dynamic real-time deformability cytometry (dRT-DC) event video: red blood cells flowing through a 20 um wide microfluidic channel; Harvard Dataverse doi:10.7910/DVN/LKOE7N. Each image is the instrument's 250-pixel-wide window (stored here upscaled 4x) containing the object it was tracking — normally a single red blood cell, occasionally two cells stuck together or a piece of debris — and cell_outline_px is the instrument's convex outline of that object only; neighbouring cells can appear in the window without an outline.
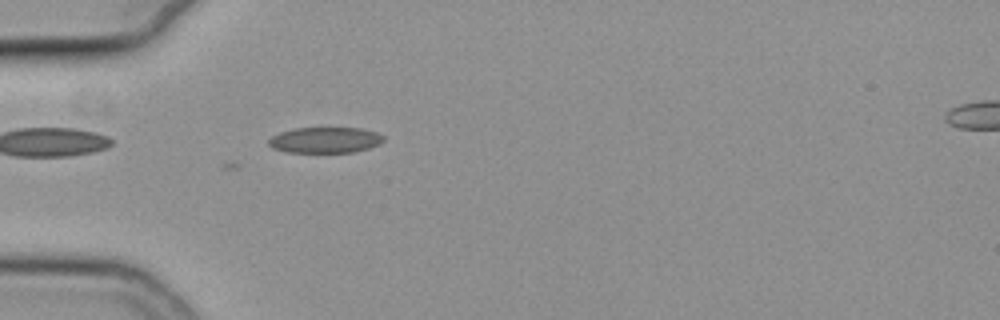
{"species": "common noctule bat (a hibernating species)", "species_latin": "Nyctalus noctula", "temperature_condition": "cold", "stored_images_in_passage": 3, "camera_frame_rate_fps": 3000, "um_per_image_px": 0.085, "animal": {"sex": "female", "body_mass_g": 19.3, "forearm_length_mm": 54.1}, "frame": {"image": 1, "passage_image": 3, "time_ms": 0.667, "image_size_px": [1000, 320], "cell_outline_px": [[384, 140], [380, 144], [368, 148], [352, 152], [288, 152], [272, 148], [268, 144], [268, 140], [272, 136], [280, 132], [292, 128], [360, 128], [376, 132], [384, 136]], "centroid_in_image_um": [27.63, 11.9], "position_along_channel_um": 57.4, "area_um2": 17.28}}